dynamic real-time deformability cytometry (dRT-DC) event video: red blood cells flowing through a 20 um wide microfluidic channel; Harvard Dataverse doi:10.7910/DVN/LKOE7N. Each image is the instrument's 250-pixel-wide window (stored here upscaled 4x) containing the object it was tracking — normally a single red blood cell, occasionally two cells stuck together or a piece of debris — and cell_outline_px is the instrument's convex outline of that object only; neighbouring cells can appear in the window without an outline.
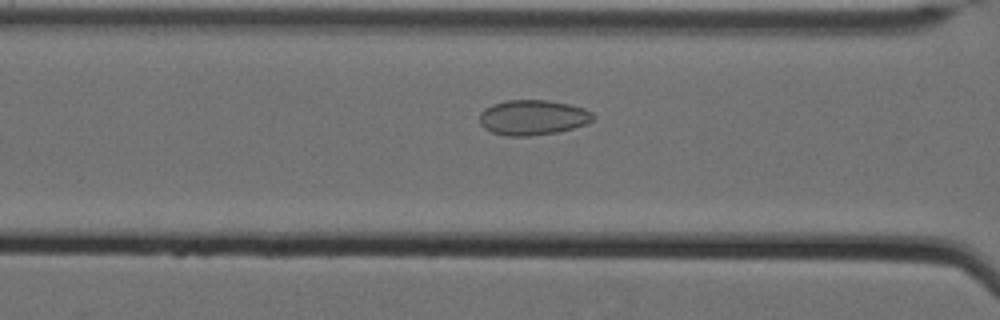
{"species": "Egyptian fruit bat (a non-hibernating species)", "species_latin": "Rousettus aegyptiacus", "temperature_condition": "cold", "stored_images_in_passage": 38, "camera_frame_rate_fps": 3000, "um_per_image_px": 0.085, "animal": {"sex": "female"}, "frame": {"image": 1, "passage_image": 6, "time_ms": 1.667, "image_size_px": [1000, 320], "cell_outline_px": [[592, 120], [588, 124], [556, 132], [528, 136], [508, 136], [492, 132], [484, 128], [480, 124], [480, 112], [484, 108], [492, 104], [504, 100], [548, 100], [568, 104], [584, 108], [592, 112]], "centroid_in_image_um": [45.26, 9.98], "position_along_channel_um": 121.3, "area_um2": 23.24}}
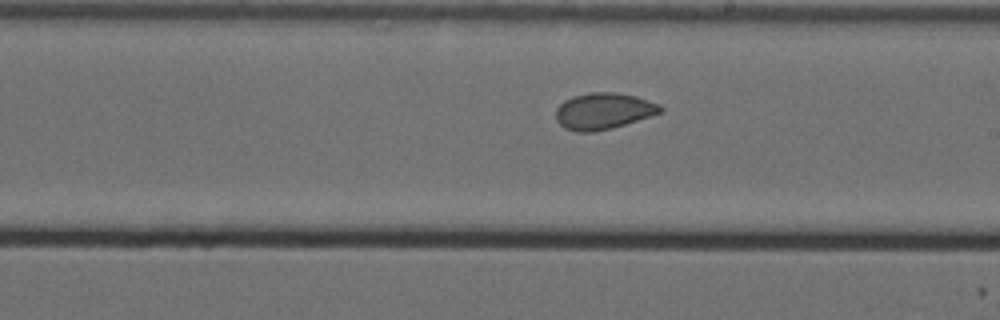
{"frame": {"image": 2, "passage_image": 16, "time_ms": 5.0, "image_size_px": [1000, 320], "cell_outline_px": [[664, 112], [612, 128], [592, 132], [576, 132], [564, 128], [556, 120], [556, 108], [564, 100], [572, 96], [592, 92], [616, 92], [636, 96], [660, 104], [664, 108]], "centroid_in_image_um": [51.3, 9.44], "position_along_channel_um": 237.7, "area_um2": 22.37}}
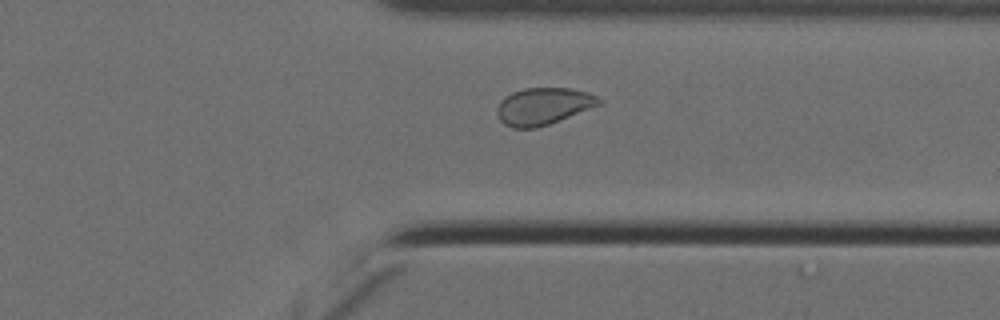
{"frame": {"image": 3, "passage_image": 27, "time_ms": 8.667, "image_size_px": [1000, 320], "cell_outline_px": [[600, 104], [548, 124], [536, 128], [512, 128], [504, 124], [500, 120], [496, 112], [496, 108], [500, 100], [504, 96], [512, 92], [524, 88], [572, 88], [588, 92], [596, 96], [600, 100]], "centroid_in_image_um": [46.11, 9.02], "position_along_channel_um": 365.3, "area_um2": 21.85}, "authors_computed_cell_mechanics": {"area_um2": 21.9929, "velocity_mm_per_s": 3.4862, "shape_relaxation_time_tau1_ms": null, "shape_relaxation_time_tau2_ms": 0.9202, "deformation_change_tau1": null, "deformation_change_tau2": 0.0512}}